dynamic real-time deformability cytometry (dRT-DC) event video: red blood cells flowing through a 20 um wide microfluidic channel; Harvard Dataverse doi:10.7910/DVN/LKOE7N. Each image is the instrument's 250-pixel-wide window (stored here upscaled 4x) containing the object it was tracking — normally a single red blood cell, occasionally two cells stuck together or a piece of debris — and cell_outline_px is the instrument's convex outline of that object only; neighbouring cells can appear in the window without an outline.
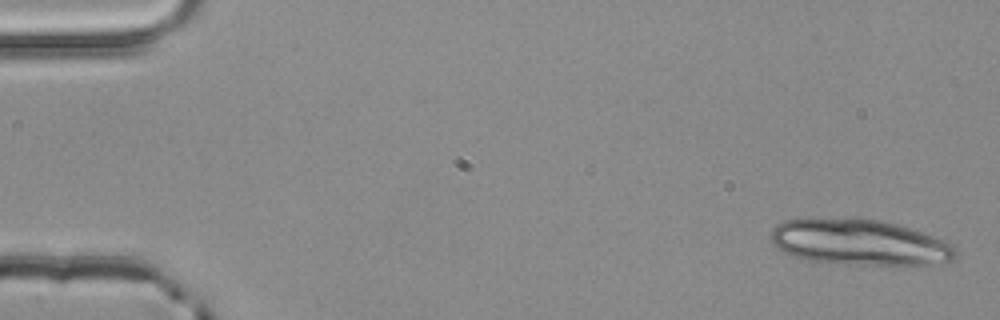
{"species": "common noctule bat (a hibernating species)", "species_latin": "Nyctalus noctula", "temperature_condition": "room temperature", "stored_images_in_passage": 4, "camera_frame_rate_fps": 3000, "um_per_image_px": 0.085, "animal": {"sex": "male", "body_mass_g": 20.4}, "frame": {"image": 1, "passage_image": 1, "time_ms": 0.0, "image_size_px": [1000, 320], "cell_outline_px": [[956, 260], [944, 264], [864, 264], [808, 260], [784, 252], [772, 244], [768, 236], [772, 228], [776, 224], [784, 220], [808, 216], [812, 216], [880, 220], [896, 224], [924, 232], [944, 240], [952, 244], [956, 248]], "centroid_in_image_um": [73.02, 20.56], "position_along_channel_um": 12.0, "area_um2": 49.94}}